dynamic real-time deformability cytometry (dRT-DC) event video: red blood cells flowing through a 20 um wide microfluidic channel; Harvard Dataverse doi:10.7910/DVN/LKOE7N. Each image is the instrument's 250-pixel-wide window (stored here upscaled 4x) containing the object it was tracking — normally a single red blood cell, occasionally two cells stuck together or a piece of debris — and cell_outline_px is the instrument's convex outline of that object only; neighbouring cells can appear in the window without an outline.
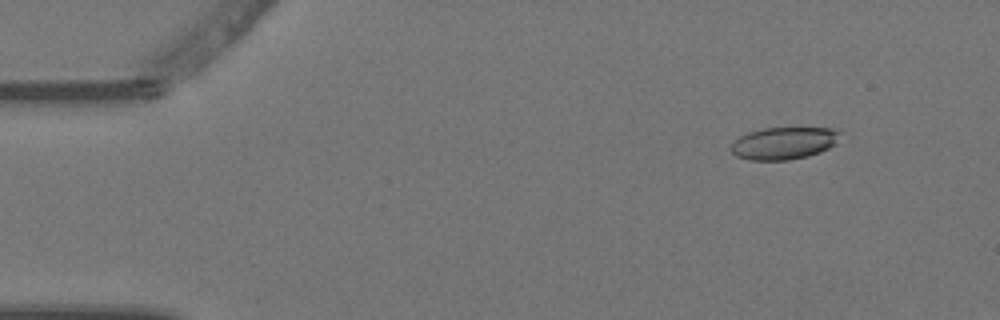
{"species": "Egyptian fruit bat (a non-hibernating species)", "species_latin": "Rousettus aegyptiacus", "temperature_condition": "warm", "stored_images_in_passage": 4, "camera_frame_rate_fps": 3000, "um_per_image_px": 0.085, "animal": {"sex": "female"}, "frame": {"image": 1, "passage_image": 2, "time_ms": 0.333, "image_size_px": [1000, 320], "cell_outline_px": [[844, 132], [836, 144], [820, 152], [808, 156], [788, 160], [748, 160], [736, 156], [732, 152], [732, 144], [740, 136], [748, 132], [764, 128], [836, 128]], "centroid_in_image_um": [66.69, 12.16], "position_along_channel_um": 18.3, "area_um2": 20.69}}